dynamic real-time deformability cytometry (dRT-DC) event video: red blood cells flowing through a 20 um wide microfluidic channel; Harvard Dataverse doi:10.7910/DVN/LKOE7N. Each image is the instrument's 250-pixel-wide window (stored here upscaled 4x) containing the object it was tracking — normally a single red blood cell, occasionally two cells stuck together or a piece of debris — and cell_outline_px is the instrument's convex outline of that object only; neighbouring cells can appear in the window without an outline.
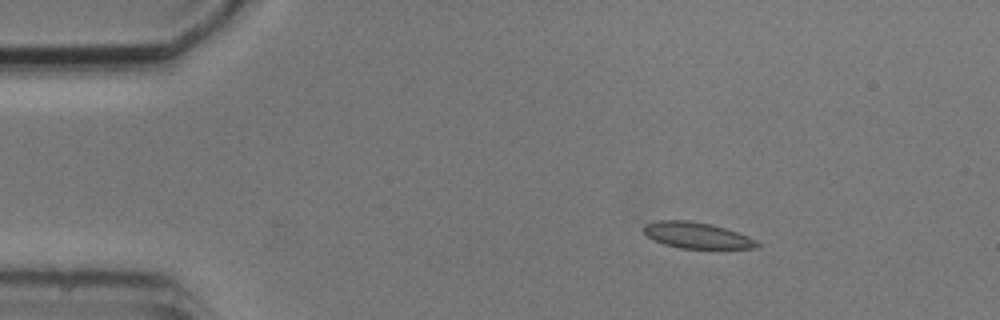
{"species": "common noctule bat (a hibernating species)", "species_latin": "Nyctalus noctula", "temperature_condition": "cold", "stored_images_in_passage": 3, "camera_frame_rate_fps": 3000, "um_per_image_px": 0.085, "animal": {"sex": "male", "body_mass_g": 20.5, "forearm_length_mm": 52.5}, "frame": {"image": 1, "passage_image": 1, "time_ms": 0.0, "image_size_px": [1000, 320], "cell_outline_px": [[760, 244], [756, 248], [680, 248], [664, 244], [652, 240], [644, 232], [644, 224], [660, 220], [688, 220], [712, 224], [748, 236], [756, 240]], "centroid_in_image_um": [59.21, 20.0], "position_along_channel_um": 25.8, "area_um2": 17.11}}